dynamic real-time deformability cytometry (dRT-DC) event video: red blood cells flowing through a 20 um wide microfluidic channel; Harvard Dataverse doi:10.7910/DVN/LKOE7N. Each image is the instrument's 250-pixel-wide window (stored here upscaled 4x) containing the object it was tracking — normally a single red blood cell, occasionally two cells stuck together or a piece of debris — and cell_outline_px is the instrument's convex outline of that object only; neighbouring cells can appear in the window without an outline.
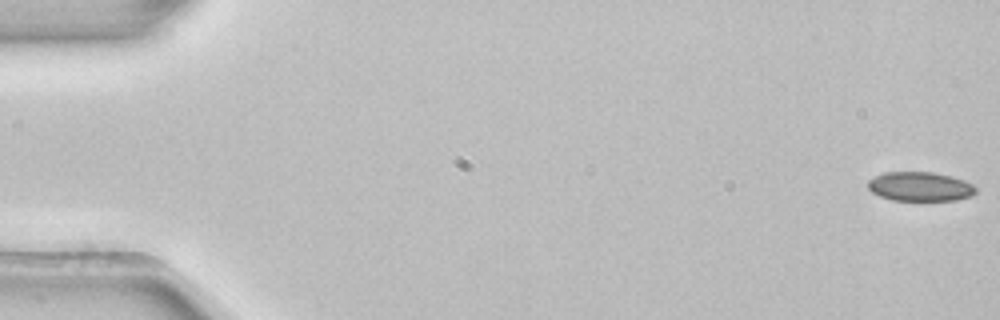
{"species": "common noctule bat (a hibernating species)", "species_latin": "Nyctalus noctula", "temperature_condition": "room temperature", "stored_images_in_passage": 5, "camera_frame_rate_fps": 3000, "um_per_image_px": 0.085, "animal": {"sex": "female", "body_mass_g": 22.7, "forearm_length_mm": 54.2}, "frame": {"image": 1, "passage_image": 1, "time_ms": 0.0, "image_size_px": [1000, 320], "cell_outline_px": [[976, 192], [972, 196], [956, 200], [892, 200], [880, 196], [872, 192], [868, 188], [868, 180], [884, 172], [932, 172], [964, 180], [972, 184], [976, 188]], "centroid_in_image_um": [78.2, 15.86], "position_along_channel_um": 6.8, "area_um2": 18.26}}
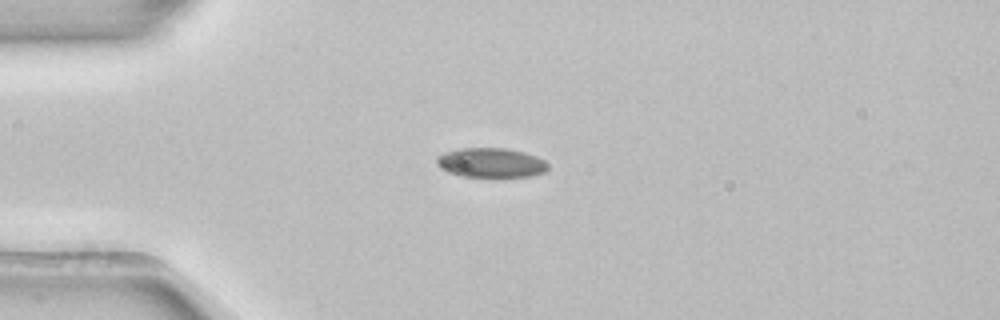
{"frame": {"image": 2, "passage_image": 4, "time_ms": 1.0, "image_size_px": [1000, 320], "cell_outline_px": [[548, 168], [544, 172], [532, 176], [460, 176], [448, 172], [440, 168], [436, 164], [436, 156], [444, 152], [460, 148], [508, 148], [524, 152], [536, 156], [544, 160], [548, 164]], "centroid_in_image_um": [41.7, 13.82], "position_along_channel_um": 43.3, "area_um2": 19.19}}